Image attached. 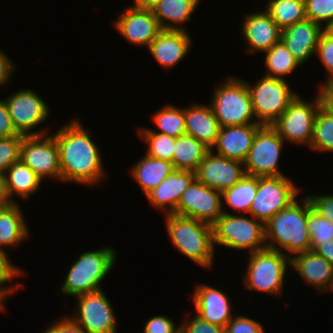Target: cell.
<instances>
[{
    "label": "cell",
    "mask_w": 333,
    "mask_h": 333,
    "mask_svg": "<svg viewBox=\"0 0 333 333\" xmlns=\"http://www.w3.org/2000/svg\"><path fill=\"white\" fill-rule=\"evenodd\" d=\"M88 131L75 117L53 134L59 148L62 183L94 187L107 180L102 152Z\"/></svg>",
    "instance_id": "obj_1"
},
{
    "label": "cell",
    "mask_w": 333,
    "mask_h": 333,
    "mask_svg": "<svg viewBox=\"0 0 333 333\" xmlns=\"http://www.w3.org/2000/svg\"><path fill=\"white\" fill-rule=\"evenodd\" d=\"M311 211V201L305 195L300 201L297 198L287 208L275 214L265 223L267 248L281 251L289 258L301 252L311 251L307 224Z\"/></svg>",
    "instance_id": "obj_2"
},
{
    "label": "cell",
    "mask_w": 333,
    "mask_h": 333,
    "mask_svg": "<svg viewBox=\"0 0 333 333\" xmlns=\"http://www.w3.org/2000/svg\"><path fill=\"white\" fill-rule=\"evenodd\" d=\"M78 256L70 265L58 291L68 297L74 296L75 298L79 295L102 290L101 283L117 262L116 249L110 245L85 251Z\"/></svg>",
    "instance_id": "obj_3"
},
{
    "label": "cell",
    "mask_w": 333,
    "mask_h": 333,
    "mask_svg": "<svg viewBox=\"0 0 333 333\" xmlns=\"http://www.w3.org/2000/svg\"><path fill=\"white\" fill-rule=\"evenodd\" d=\"M165 226L173 246L200 267L211 269L214 264L212 225L175 214L164 215Z\"/></svg>",
    "instance_id": "obj_4"
},
{
    "label": "cell",
    "mask_w": 333,
    "mask_h": 333,
    "mask_svg": "<svg viewBox=\"0 0 333 333\" xmlns=\"http://www.w3.org/2000/svg\"><path fill=\"white\" fill-rule=\"evenodd\" d=\"M213 246L220 245L228 249L246 250L248 253L267 248L265 224L253 216L232 214L223 210V214L212 224Z\"/></svg>",
    "instance_id": "obj_5"
},
{
    "label": "cell",
    "mask_w": 333,
    "mask_h": 333,
    "mask_svg": "<svg viewBox=\"0 0 333 333\" xmlns=\"http://www.w3.org/2000/svg\"><path fill=\"white\" fill-rule=\"evenodd\" d=\"M226 78L214 87L209 102L219 127L258 123L246 81L231 75Z\"/></svg>",
    "instance_id": "obj_6"
},
{
    "label": "cell",
    "mask_w": 333,
    "mask_h": 333,
    "mask_svg": "<svg viewBox=\"0 0 333 333\" xmlns=\"http://www.w3.org/2000/svg\"><path fill=\"white\" fill-rule=\"evenodd\" d=\"M247 254V271L242 279L247 290L283 297L290 258L281 251L269 248Z\"/></svg>",
    "instance_id": "obj_7"
},
{
    "label": "cell",
    "mask_w": 333,
    "mask_h": 333,
    "mask_svg": "<svg viewBox=\"0 0 333 333\" xmlns=\"http://www.w3.org/2000/svg\"><path fill=\"white\" fill-rule=\"evenodd\" d=\"M257 82L246 81L255 119L260 125L271 126L298 96L288 81L263 75Z\"/></svg>",
    "instance_id": "obj_8"
},
{
    "label": "cell",
    "mask_w": 333,
    "mask_h": 333,
    "mask_svg": "<svg viewBox=\"0 0 333 333\" xmlns=\"http://www.w3.org/2000/svg\"><path fill=\"white\" fill-rule=\"evenodd\" d=\"M320 99L315 94L311 102L300 94L290 103L284 113L271 125L286 141L310 147L316 114L320 109Z\"/></svg>",
    "instance_id": "obj_9"
},
{
    "label": "cell",
    "mask_w": 333,
    "mask_h": 333,
    "mask_svg": "<svg viewBox=\"0 0 333 333\" xmlns=\"http://www.w3.org/2000/svg\"><path fill=\"white\" fill-rule=\"evenodd\" d=\"M284 142L272 126L262 125L243 162L245 173L256 177L286 176L278 168Z\"/></svg>",
    "instance_id": "obj_10"
},
{
    "label": "cell",
    "mask_w": 333,
    "mask_h": 333,
    "mask_svg": "<svg viewBox=\"0 0 333 333\" xmlns=\"http://www.w3.org/2000/svg\"><path fill=\"white\" fill-rule=\"evenodd\" d=\"M300 189L287 176L258 177L257 194L249 211V216L264 224L282 209L287 208L300 194Z\"/></svg>",
    "instance_id": "obj_11"
},
{
    "label": "cell",
    "mask_w": 333,
    "mask_h": 333,
    "mask_svg": "<svg viewBox=\"0 0 333 333\" xmlns=\"http://www.w3.org/2000/svg\"><path fill=\"white\" fill-rule=\"evenodd\" d=\"M15 130L24 136L44 135L49 131L36 129L50 116V107L34 90L21 88L4 99Z\"/></svg>",
    "instance_id": "obj_12"
},
{
    "label": "cell",
    "mask_w": 333,
    "mask_h": 333,
    "mask_svg": "<svg viewBox=\"0 0 333 333\" xmlns=\"http://www.w3.org/2000/svg\"><path fill=\"white\" fill-rule=\"evenodd\" d=\"M76 312L69 317L86 333H117L118 321L103 290L75 297Z\"/></svg>",
    "instance_id": "obj_13"
},
{
    "label": "cell",
    "mask_w": 333,
    "mask_h": 333,
    "mask_svg": "<svg viewBox=\"0 0 333 333\" xmlns=\"http://www.w3.org/2000/svg\"><path fill=\"white\" fill-rule=\"evenodd\" d=\"M20 161L42 181L45 179L61 181L59 148L52 133L24 136Z\"/></svg>",
    "instance_id": "obj_14"
},
{
    "label": "cell",
    "mask_w": 333,
    "mask_h": 333,
    "mask_svg": "<svg viewBox=\"0 0 333 333\" xmlns=\"http://www.w3.org/2000/svg\"><path fill=\"white\" fill-rule=\"evenodd\" d=\"M224 204L221 192L200 183L195 178L183 192L175 215L212 225L223 214Z\"/></svg>",
    "instance_id": "obj_15"
},
{
    "label": "cell",
    "mask_w": 333,
    "mask_h": 333,
    "mask_svg": "<svg viewBox=\"0 0 333 333\" xmlns=\"http://www.w3.org/2000/svg\"><path fill=\"white\" fill-rule=\"evenodd\" d=\"M244 164L209 150L195 171V178L204 185L223 192L245 176Z\"/></svg>",
    "instance_id": "obj_16"
},
{
    "label": "cell",
    "mask_w": 333,
    "mask_h": 333,
    "mask_svg": "<svg viewBox=\"0 0 333 333\" xmlns=\"http://www.w3.org/2000/svg\"><path fill=\"white\" fill-rule=\"evenodd\" d=\"M114 28L134 46H149L162 30L152 10L128 6L113 22Z\"/></svg>",
    "instance_id": "obj_17"
},
{
    "label": "cell",
    "mask_w": 333,
    "mask_h": 333,
    "mask_svg": "<svg viewBox=\"0 0 333 333\" xmlns=\"http://www.w3.org/2000/svg\"><path fill=\"white\" fill-rule=\"evenodd\" d=\"M240 29L243 40L246 41V50L250 55L257 52L263 54L281 41L282 29L265 9L245 13Z\"/></svg>",
    "instance_id": "obj_18"
},
{
    "label": "cell",
    "mask_w": 333,
    "mask_h": 333,
    "mask_svg": "<svg viewBox=\"0 0 333 333\" xmlns=\"http://www.w3.org/2000/svg\"><path fill=\"white\" fill-rule=\"evenodd\" d=\"M194 289L192 302L196 315L211 324L225 328L235 316L229 296L220 289L206 284L199 283Z\"/></svg>",
    "instance_id": "obj_19"
},
{
    "label": "cell",
    "mask_w": 333,
    "mask_h": 333,
    "mask_svg": "<svg viewBox=\"0 0 333 333\" xmlns=\"http://www.w3.org/2000/svg\"><path fill=\"white\" fill-rule=\"evenodd\" d=\"M192 44L189 31L161 30L147 49L156 62L167 70L183 60Z\"/></svg>",
    "instance_id": "obj_20"
},
{
    "label": "cell",
    "mask_w": 333,
    "mask_h": 333,
    "mask_svg": "<svg viewBox=\"0 0 333 333\" xmlns=\"http://www.w3.org/2000/svg\"><path fill=\"white\" fill-rule=\"evenodd\" d=\"M324 28L306 19L282 30L281 41L301 65L316 54L318 40Z\"/></svg>",
    "instance_id": "obj_21"
},
{
    "label": "cell",
    "mask_w": 333,
    "mask_h": 333,
    "mask_svg": "<svg viewBox=\"0 0 333 333\" xmlns=\"http://www.w3.org/2000/svg\"><path fill=\"white\" fill-rule=\"evenodd\" d=\"M261 126L259 123H251L220 127L216 144L211 150L220 156L243 163Z\"/></svg>",
    "instance_id": "obj_22"
},
{
    "label": "cell",
    "mask_w": 333,
    "mask_h": 333,
    "mask_svg": "<svg viewBox=\"0 0 333 333\" xmlns=\"http://www.w3.org/2000/svg\"><path fill=\"white\" fill-rule=\"evenodd\" d=\"M195 179V172L174 170L146 198L149 204L163 214H175L183 192Z\"/></svg>",
    "instance_id": "obj_23"
},
{
    "label": "cell",
    "mask_w": 333,
    "mask_h": 333,
    "mask_svg": "<svg viewBox=\"0 0 333 333\" xmlns=\"http://www.w3.org/2000/svg\"><path fill=\"white\" fill-rule=\"evenodd\" d=\"M290 267L307 284L319 291H332L333 265L314 251L301 252L290 258Z\"/></svg>",
    "instance_id": "obj_24"
},
{
    "label": "cell",
    "mask_w": 333,
    "mask_h": 333,
    "mask_svg": "<svg viewBox=\"0 0 333 333\" xmlns=\"http://www.w3.org/2000/svg\"><path fill=\"white\" fill-rule=\"evenodd\" d=\"M186 134L202 142L210 150L216 144L219 124L210 104H195L184 107Z\"/></svg>",
    "instance_id": "obj_25"
},
{
    "label": "cell",
    "mask_w": 333,
    "mask_h": 333,
    "mask_svg": "<svg viewBox=\"0 0 333 333\" xmlns=\"http://www.w3.org/2000/svg\"><path fill=\"white\" fill-rule=\"evenodd\" d=\"M18 202L10 206L0 208V253L8 255L6 248H14L30 235L29 226L26 223L22 207Z\"/></svg>",
    "instance_id": "obj_26"
},
{
    "label": "cell",
    "mask_w": 333,
    "mask_h": 333,
    "mask_svg": "<svg viewBox=\"0 0 333 333\" xmlns=\"http://www.w3.org/2000/svg\"><path fill=\"white\" fill-rule=\"evenodd\" d=\"M201 0H160L152 9L162 30H181L185 28ZM182 24H184L182 26Z\"/></svg>",
    "instance_id": "obj_27"
},
{
    "label": "cell",
    "mask_w": 333,
    "mask_h": 333,
    "mask_svg": "<svg viewBox=\"0 0 333 333\" xmlns=\"http://www.w3.org/2000/svg\"><path fill=\"white\" fill-rule=\"evenodd\" d=\"M174 170L171 162L151 158L144 154L134 166L132 165L130 174L146 196Z\"/></svg>",
    "instance_id": "obj_28"
},
{
    "label": "cell",
    "mask_w": 333,
    "mask_h": 333,
    "mask_svg": "<svg viewBox=\"0 0 333 333\" xmlns=\"http://www.w3.org/2000/svg\"><path fill=\"white\" fill-rule=\"evenodd\" d=\"M4 174L6 177L7 190L13 202H17V198L14 197L15 195L21 200H27L29 196L35 195L43 182L21 161L10 166Z\"/></svg>",
    "instance_id": "obj_29"
},
{
    "label": "cell",
    "mask_w": 333,
    "mask_h": 333,
    "mask_svg": "<svg viewBox=\"0 0 333 333\" xmlns=\"http://www.w3.org/2000/svg\"><path fill=\"white\" fill-rule=\"evenodd\" d=\"M210 149L191 135L175 139L172 164L175 170L195 172Z\"/></svg>",
    "instance_id": "obj_30"
},
{
    "label": "cell",
    "mask_w": 333,
    "mask_h": 333,
    "mask_svg": "<svg viewBox=\"0 0 333 333\" xmlns=\"http://www.w3.org/2000/svg\"><path fill=\"white\" fill-rule=\"evenodd\" d=\"M257 188L258 177L245 174L235 185L222 192V200H225L228 208L235 210V213L248 215Z\"/></svg>",
    "instance_id": "obj_31"
},
{
    "label": "cell",
    "mask_w": 333,
    "mask_h": 333,
    "mask_svg": "<svg viewBox=\"0 0 333 333\" xmlns=\"http://www.w3.org/2000/svg\"><path fill=\"white\" fill-rule=\"evenodd\" d=\"M264 54L265 76L287 81L288 74L290 75L297 67L302 66L282 41L273 45Z\"/></svg>",
    "instance_id": "obj_32"
},
{
    "label": "cell",
    "mask_w": 333,
    "mask_h": 333,
    "mask_svg": "<svg viewBox=\"0 0 333 333\" xmlns=\"http://www.w3.org/2000/svg\"><path fill=\"white\" fill-rule=\"evenodd\" d=\"M265 10L282 30L307 19L304 0H267Z\"/></svg>",
    "instance_id": "obj_33"
},
{
    "label": "cell",
    "mask_w": 333,
    "mask_h": 333,
    "mask_svg": "<svg viewBox=\"0 0 333 333\" xmlns=\"http://www.w3.org/2000/svg\"><path fill=\"white\" fill-rule=\"evenodd\" d=\"M154 113L152 122H154L158 130L152 128L153 132L169 135L174 138L186 134L184 108L165 104Z\"/></svg>",
    "instance_id": "obj_34"
},
{
    "label": "cell",
    "mask_w": 333,
    "mask_h": 333,
    "mask_svg": "<svg viewBox=\"0 0 333 333\" xmlns=\"http://www.w3.org/2000/svg\"><path fill=\"white\" fill-rule=\"evenodd\" d=\"M137 134L147 144L146 155L172 163L175 139L169 135L153 132L151 128L138 127Z\"/></svg>",
    "instance_id": "obj_35"
},
{
    "label": "cell",
    "mask_w": 333,
    "mask_h": 333,
    "mask_svg": "<svg viewBox=\"0 0 333 333\" xmlns=\"http://www.w3.org/2000/svg\"><path fill=\"white\" fill-rule=\"evenodd\" d=\"M309 149L315 152L333 153V117L321 107L315 117Z\"/></svg>",
    "instance_id": "obj_36"
},
{
    "label": "cell",
    "mask_w": 333,
    "mask_h": 333,
    "mask_svg": "<svg viewBox=\"0 0 333 333\" xmlns=\"http://www.w3.org/2000/svg\"><path fill=\"white\" fill-rule=\"evenodd\" d=\"M23 275L24 270L11 262L10 255L0 253V308L3 311H5L7 298L22 288V283L15 282V284L8 286L6 285L7 281Z\"/></svg>",
    "instance_id": "obj_37"
},
{
    "label": "cell",
    "mask_w": 333,
    "mask_h": 333,
    "mask_svg": "<svg viewBox=\"0 0 333 333\" xmlns=\"http://www.w3.org/2000/svg\"><path fill=\"white\" fill-rule=\"evenodd\" d=\"M307 224L311 238V251L318 245L333 239V222L319 215L313 207L308 214Z\"/></svg>",
    "instance_id": "obj_38"
},
{
    "label": "cell",
    "mask_w": 333,
    "mask_h": 333,
    "mask_svg": "<svg viewBox=\"0 0 333 333\" xmlns=\"http://www.w3.org/2000/svg\"><path fill=\"white\" fill-rule=\"evenodd\" d=\"M24 135L0 138V173H5L14 163L20 161V149Z\"/></svg>",
    "instance_id": "obj_39"
},
{
    "label": "cell",
    "mask_w": 333,
    "mask_h": 333,
    "mask_svg": "<svg viewBox=\"0 0 333 333\" xmlns=\"http://www.w3.org/2000/svg\"><path fill=\"white\" fill-rule=\"evenodd\" d=\"M307 19L323 28L333 21V0H304Z\"/></svg>",
    "instance_id": "obj_40"
},
{
    "label": "cell",
    "mask_w": 333,
    "mask_h": 333,
    "mask_svg": "<svg viewBox=\"0 0 333 333\" xmlns=\"http://www.w3.org/2000/svg\"><path fill=\"white\" fill-rule=\"evenodd\" d=\"M315 56L320 59L319 61L325 67L327 74L324 83L333 81V37L326 32H323L319 37Z\"/></svg>",
    "instance_id": "obj_41"
},
{
    "label": "cell",
    "mask_w": 333,
    "mask_h": 333,
    "mask_svg": "<svg viewBox=\"0 0 333 333\" xmlns=\"http://www.w3.org/2000/svg\"><path fill=\"white\" fill-rule=\"evenodd\" d=\"M262 323L238 313L228 322L225 333H265Z\"/></svg>",
    "instance_id": "obj_42"
},
{
    "label": "cell",
    "mask_w": 333,
    "mask_h": 333,
    "mask_svg": "<svg viewBox=\"0 0 333 333\" xmlns=\"http://www.w3.org/2000/svg\"><path fill=\"white\" fill-rule=\"evenodd\" d=\"M187 318V319H186ZM188 320V321H187ZM180 333H225V328L211 324L208 321L201 319L198 315L185 317V320L180 322Z\"/></svg>",
    "instance_id": "obj_43"
},
{
    "label": "cell",
    "mask_w": 333,
    "mask_h": 333,
    "mask_svg": "<svg viewBox=\"0 0 333 333\" xmlns=\"http://www.w3.org/2000/svg\"><path fill=\"white\" fill-rule=\"evenodd\" d=\"M181 326H177L167 316L155 315L146 321L143 333H180Z\"/></svg>",
    "instance_id": "obj_44"
},
{
    "label": "cell",
    "mask_w": 333,
    "mask_h": 333,
    "mask_svg": "<svg viewBox=\"0 0 333 333\" xmlns=\"http://www.w3.org/2000/svg\"><path fill=\"white\" fill-rule=\"evenodd\" d=\"M311 201L313 209L322 217L333 222V193L332 195H307Z\"/></svg>",
    "instance_id": "obj_45"
},
{
    "label": "cell",
    "mask_w": 333,
    "mask_h": 333,
    "mask_svg": "<svg viewBox=\"0 0 333 333\" xmlns=\"http://www.w3.org/2000/svg\"><path fill=\"white\" fill-rule=\"evenodd\" d=\"M44 329L41 333H86L68 315H61Z\"/></svg>",
    "instance_id": "obj_46"
},
{
    "label": "cell",
    "mask_w": 333,
    "mask_h": 333,
    "mask_svg": "<svg viewBox=\"0 0 333 333\" xmlns=\"http://www.w3.org/2000/svg\"><path fill=\"white\" fill-rule=\"evenodd\" d=\"M16 135L21 134H19L13 126L5 100L0 99V138H7Z\"/></svg>",
    "instance_id": "obj_47"
},
{
    "label": "cell",
    "mask_w": 333,
    "mask_h": 333,
    "mask_svg": "<svg viewBox=\"0 0 333 333\" xmlns=\"http://www.w3.org/2000/svg\"><path fill=\"white\" fill-rule=\"evenodd\" d=\"M16 66L13 60L0 48V88L8 86L11 81L10 79L14 75V71H16Z\"/></svg>",
    "instance_id": "obj_48"
},
{
    "label": "cell",
    "mask_w": 333,
    "mask_h": 333,
    "mask_svg": "<svg viewBox=\"0 0 333 333\" xmlns=\"http://www.w3.org/2000/svg\"><path fill=\"white\" fill-rule=\"evenodd\" d=\"M318 97L321 108L333 117V81H328L318 87Z\"/></svg>",
    "instance_id": "obj_49"
},
{
    "label": "cell",
    "mask_w": 333,
    "mask_h": 333,
    "mask_svg": "<svg viewBox=\"0 0 333 333\" xmlns=\"http://www.w3.org/2000/svg\"><path fill=\"white\" fill-rule=\"evenodd\" d=\"M313 251L333 265V239L318 245Z\"/></svg>",
    "instance_id": "obj_50"
},
{
    "label": "cell",
    "mask_w": 333,
    "mask_h": 333,
    "mask_svg": "<svg viewBox=\"0 0 333 333\" xmlns=\"http://www.w3.org/2000/svg\"><path fill=\"white\" fill-rule=\"evenodd\" d=\"M13 203L7 190L5 174L0 173V208L10 206Z\"/></svg>",
    "instance_id": "obj_51"
},
{
    "label": "cell",
    "mask_w": 333,
    "mask_h": 333,
    "mask_svg": "<svg viewBox=\"0 0 333 333\" xmlns=\"http://www.w3.org/2000/svg\"><path fill=\"white\" fill-rule=\"evenodd\" d=\"M160 0H133L130 6L137 9L152 10Z\"/></svg>",
    "instance_id": "obj_52"
},
{
    "label": "cell",
    "mask_w": 333,
    "mask_h": 333,
    "mask_svg": "<svg viewBox=\"0 0 333 333\" xmlns=\"http://www.w3.org/2000/svg\"><path fill=\"white\" fill-rule=\"evenodd\" d=\"M324 32L329 36L333 37V21H331L327 26L324 27Z\"/></svg>",
    "instance_id": "obj_53"
}]
</instances>
